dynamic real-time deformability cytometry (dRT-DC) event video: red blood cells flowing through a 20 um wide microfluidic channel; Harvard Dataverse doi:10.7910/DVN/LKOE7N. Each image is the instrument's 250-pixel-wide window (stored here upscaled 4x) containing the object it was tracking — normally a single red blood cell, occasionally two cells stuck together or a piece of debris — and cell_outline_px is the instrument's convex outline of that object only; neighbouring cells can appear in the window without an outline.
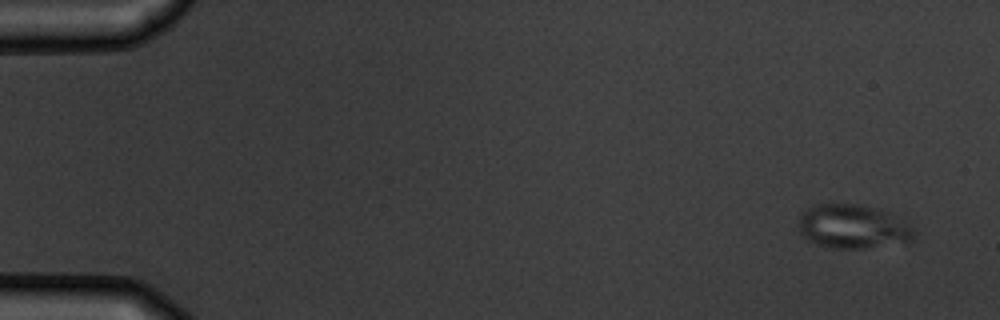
{"species": "common noctule bat (a hibernating species)", "species_latin": "Nyctalus noctula", "temperature_condition": "warm", "stored_images_in_passage": 6, "camera_frame_rate_fps": 3000, "um_per_image_px": 0.085, "animal": {"sex": "male", "body_mass_g": 19.5, "forearm_length_mm": 54.6}, "frame": {"image": 1, "passage_image": 1, "time_ms": 0.0, "image_size_px": [1000, 320], "cell_outline_px": [[920, 232], [912, 240], [864, 248], [832, 248], [816, 244], [808, 240], [800, 232], [800, 216], [808, 208], [820, 204], [856, 204], [876, 208], [892, 212], [912, 224]], "centroid_in_image_um": [72.6, 19.25], "position_along_channel_um": 12.4, "area_um2": 29.77}}